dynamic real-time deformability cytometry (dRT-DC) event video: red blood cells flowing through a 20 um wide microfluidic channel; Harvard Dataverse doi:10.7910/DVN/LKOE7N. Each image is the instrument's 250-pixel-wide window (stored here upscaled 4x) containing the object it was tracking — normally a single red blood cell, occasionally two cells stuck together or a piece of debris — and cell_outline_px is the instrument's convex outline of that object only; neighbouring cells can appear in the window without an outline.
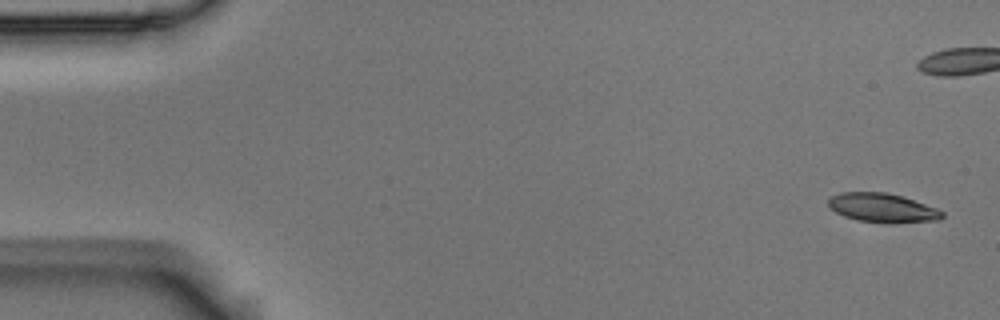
{"species": "Egyptian fruit bat (a non-hibernating species)", "species_latin": "Rousettus aegyptiacus", "temperature_condition": "room temperature", "stored_images_in_passage": 13, "camera_frame_rate_fps": 3000, "um_per_image_px": 0.085, "animal": {"sex": "male"}, "frame": {"image": 1, "passage_image": 1, "time_ms": 0.0, "image_size_px": [1000, 320], "cell_outline_px": [[944, 216], [940, 220], [892, 224], [888, 224], [856, 220], [844, 216], [828, 208], [828, 200], [832, 196], [840, 192], [888, 192], [904, 196], [936, 208], [944, 212]], "centroid_in_image_um": [75.02, 17.68], "position_along_channel_um": 10.0, "area_um2": 19.71}}